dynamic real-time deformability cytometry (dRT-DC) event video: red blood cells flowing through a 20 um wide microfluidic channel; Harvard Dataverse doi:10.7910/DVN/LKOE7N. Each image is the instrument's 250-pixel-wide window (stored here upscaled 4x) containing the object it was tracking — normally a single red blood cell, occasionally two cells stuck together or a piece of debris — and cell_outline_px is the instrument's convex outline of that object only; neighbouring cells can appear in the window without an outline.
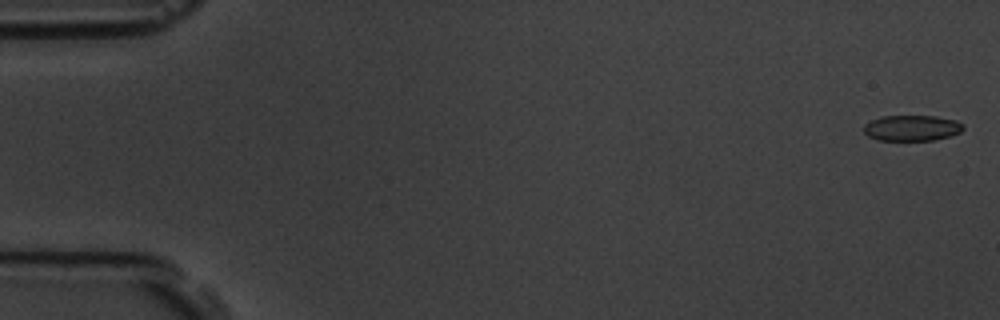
{"species": "common noctule bat (a hibernating species)", "species_latin": "Nyctalus noctula", "temperature_condition": "room temperature", "stored_images_in_passage": 6, "camera_frame_rate_fps": 3000, "um_per_image_px": 0.085, "animal": {"sex": "male", "body_mass_g": 19.5, "forearm_length_mm": 54.6}, "frame": {"image": 1, "passage_image": 1, "time_ms": 0.0, "image_size_px": [1000, 320], "cell_outline_px": [[964, 128], [960, 132], [936, 140], [876, 140], [868, 136], [864, 132], [864, 124], [880, 116], [936, 116], [956, 120], [964, 124]], "centroid_in_image_um": [77.51, 10.88], "position_along_channel_um": 7.5, "area_um2": 14.97}}
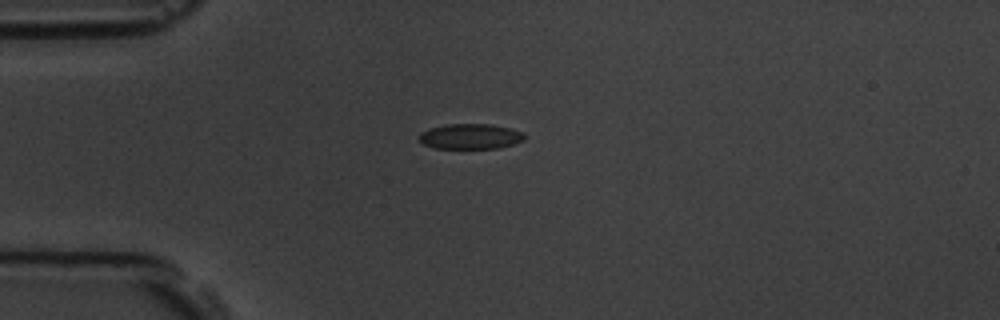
{"frame": {"image": 2, "passage_image": 4, "time_ms": 4.333, "image_size_px": [1000, 320], "cell_outline_px": [[524, 140], [512, 144], [496, 148], [432, 148], [416, 140], [420, 132], [428, 128], [444, 124], [492, 124], [512, 128], [524, 132]], "centroid_in_image_um": [39.93, 11.58], "position_along_channel_um": 45.1, "area_um2": 15.78}}
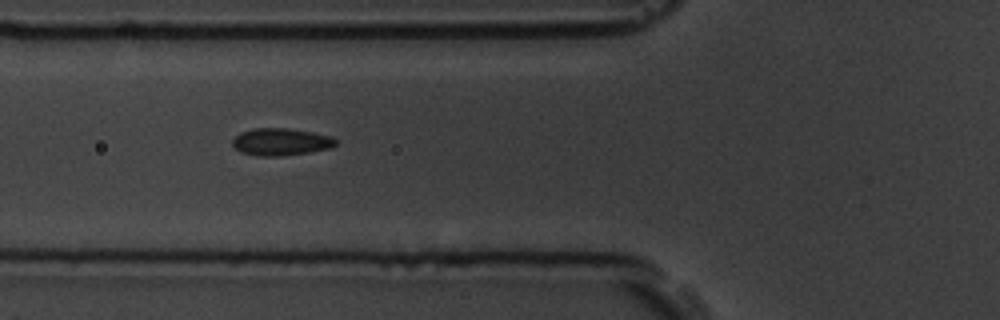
{"frame": {"image": 3, "passage_image": 6, "time_ms": 6.333, "image_size_px": [1000, 320], "cell_outline_px": [[336, 144], [328, 148], [308, 152], [284, 156], [260, 156], [240, 152], [232, 144], [232, 140], [240, 132], [252, 128], [288, 128], [312, 132], [332, 136], [336, 140]], "centroid_in_image_um": [23.85, 12.05], "position_along_channel_um": 102.0, "area_um2": 16.36}}